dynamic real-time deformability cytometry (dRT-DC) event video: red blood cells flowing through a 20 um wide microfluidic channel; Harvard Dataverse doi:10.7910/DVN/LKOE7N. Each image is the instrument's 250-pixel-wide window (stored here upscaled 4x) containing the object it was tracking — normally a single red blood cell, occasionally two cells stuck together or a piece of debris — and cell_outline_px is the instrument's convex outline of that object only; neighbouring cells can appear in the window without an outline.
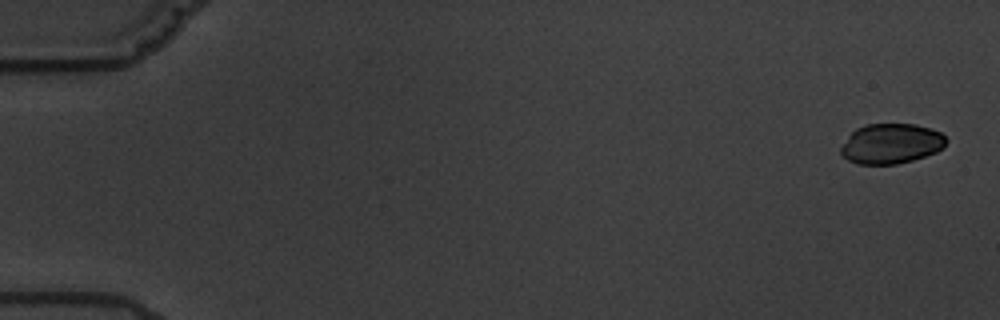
{"species": "common noctule bat (a hibernating species)", "species_latin": "Nyctalus noctula", "temperature_condition": "warm", "stored_images_in_passage": 4, "camera_frame_rate_fps": 3000, "um_per_image_px": 0.085, "animal": {"sex": "male", "body_mass_g": 19.5, "forearm_length_mm": 54.6}, "frame": {"image": 1, "passage_image": 1, "time_ms": 0.0, "image_size_px": [1000, 320], "cell_outline_px": [[948, 140], [944, 148], [936, 152], [912, 160], [896, 164], [856, 164], [848, 160], [840, 152], [840, 148], [848, 136], [856, 128], [864, 124], [916, 124], [932, 128], [940, 132]], "centroid_in_image_um": [75.76, 12.2], "position_along_channel_um": 9.2, "area_um2": 24.74}}